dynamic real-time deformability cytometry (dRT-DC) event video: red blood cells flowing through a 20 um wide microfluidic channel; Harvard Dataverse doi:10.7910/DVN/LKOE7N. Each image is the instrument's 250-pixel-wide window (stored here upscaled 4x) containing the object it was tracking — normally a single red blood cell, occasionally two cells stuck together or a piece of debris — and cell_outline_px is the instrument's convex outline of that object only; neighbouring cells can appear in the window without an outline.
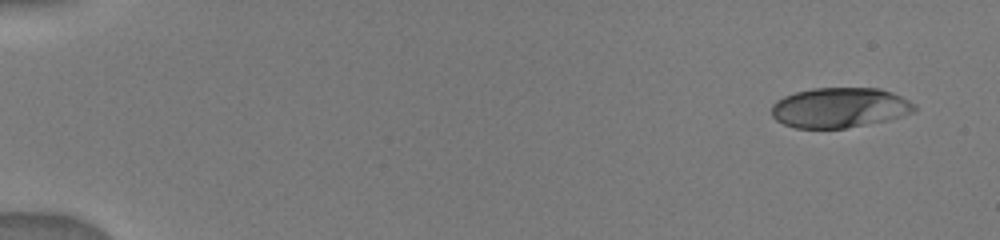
{"species": "human", "species_latin": "Homo sapiens", "temperature_condition": "warm", "stored_images_in_passage": 26, "camera_frame_rate_fps": 3000, "um_per_image_px": 0.085, "donor": {"sex": "male"}, "frame": {"image": 1, "passage_image": 1, "time_ms": 0.0, "image_size_px": [1000, 240], "cell_outline_px": [[916, 108], [912, 112], [900, 116], [884, 120], [844, 128], [792, 128], [776, 120], [772, 116], [772, 104], [776, 100], [784, 96], [796, 92], [812, 88], [880, 88], [892, 92], [916, 104]], "centroid_in_image_um": [71.33, 9.14], "position_along_channel_um": 13.7, "area_um2": 33.18}}
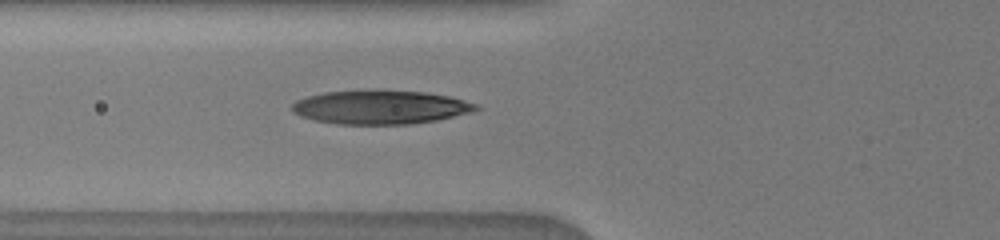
{"frame": {"image": 2, "passage_image": 10, "time_ms": 5.667, "image_size_px": [1000, 240], "cell_outline_px": [[480, 108], [472, 112], [436, 120], [408, 124], [336, 124], [316, 120], [300, 116], [292, 112], [292, 104], [296, 100], [308, 96], [324, 92], [376, 88], [428, 92], [448, 96], [464, 100], [476, 104]], "centroid_in_image_um": [32.31, 9.08], "position_along_channel_um": 93.5, "area_um2": 36.82}}
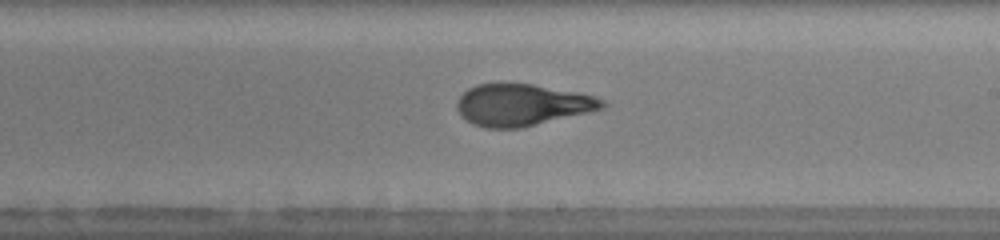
{"frame": {"image": 3, "passage_image": 20, "time_ms": 9.333, "image_size_px": [1000, 240], "cell_outline_px": [[608, 104], [604, 108], [592, 112], [520, 128], [484, 128], [472, 124], [460, 116], [456, 108], [456, 100], [468, 88], [476, 84], [532, 84], [576, 92], [596, 96], [604, 100]], "centroid_in_image_um": [44.38, 8.93], "position_along_channel_um": 244.6, "area_um2": 35.6}}